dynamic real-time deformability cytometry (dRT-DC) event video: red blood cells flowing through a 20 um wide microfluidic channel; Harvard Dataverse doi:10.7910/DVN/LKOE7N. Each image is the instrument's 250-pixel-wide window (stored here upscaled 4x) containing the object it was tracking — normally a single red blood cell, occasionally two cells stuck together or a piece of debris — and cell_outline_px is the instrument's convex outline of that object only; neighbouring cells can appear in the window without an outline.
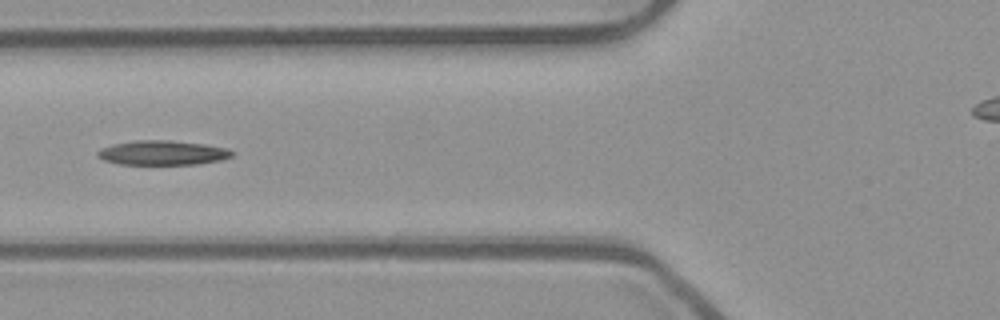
{"species": "common noctule bat (a hibernating species)", "species_latin": "Nyctalus noctula", "temperature_condition": "room temperature", "stored_images_in_passage": 44, "camera_frame_rate_fps": 3000, "um_per_image_px": 0.085, "animal": {"sex": "male", "body_mass_g": 23.1, "forearm_length_mm": 52.7}, "frame": {"image": 1, "passage_image": 11, "time_ms": 3.333, "image_size_px": [1000, 320], "cell_outline_px": [[236, 152], [232, 156], [220, 160], [196, 164], [120, 164], [104, 160], [96, 156], [96, 152], [100, 148], [112, 144], [136, 140], [168, 140], [204, 144], [228, 148]], "centroid_in_image_um": [13.8, 12.98], "position_along_channel_um": 112.0, "area_um2": 19.25}}
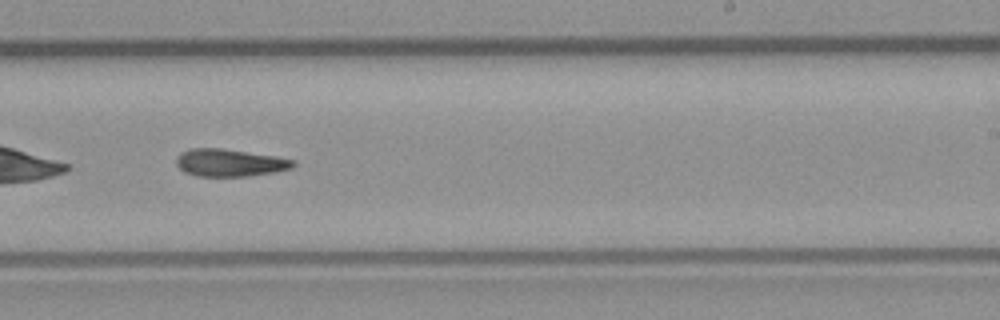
{"frame": {"image": 2, "passage_image": 23, "time_ms": 7.333, "image_size_px": [1000, 320], "cell_outline_px": [[296, 164], [292, 168], [276, 172], [248, 176], [200, 176], [184, 172], [176, 164], [176, 156], [180, 152], [192, 148], [220, 148], [276, 156], [296, 160]], "centroid_in_image_um": [19.54, 13.83], "position_along_channel_um": 269.5, "area_um2": 18.79}}
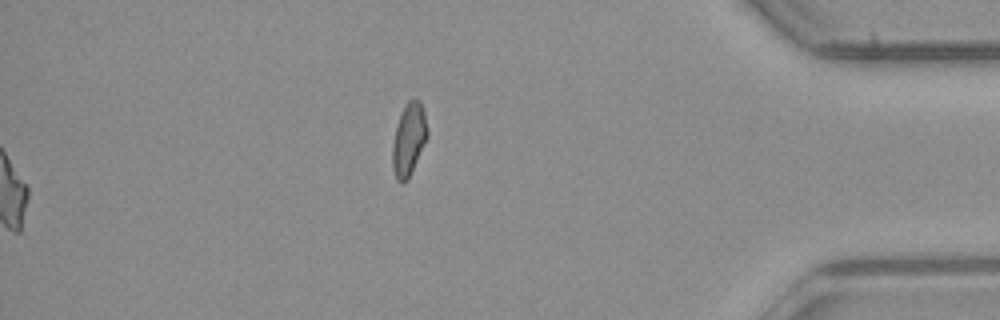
{"frame": {"image": 3, "passage_image": 44, "time_ms": 14.333, "image_size_px": [1000, 320], "cell_outline_px": [[428, 136], [408, 180], [404, 184], [400, 184], [396, 180], [392, 168], [392, 144], [396, 128], [400, 116], [408, 100], [412, 96], [416, 96], [420, 100], [424, 112], [428, 128]], "centroid_in_image_um": [34.75, 11.86], "position_along_channel_um": 400.5, "area_um2": 15.03}}